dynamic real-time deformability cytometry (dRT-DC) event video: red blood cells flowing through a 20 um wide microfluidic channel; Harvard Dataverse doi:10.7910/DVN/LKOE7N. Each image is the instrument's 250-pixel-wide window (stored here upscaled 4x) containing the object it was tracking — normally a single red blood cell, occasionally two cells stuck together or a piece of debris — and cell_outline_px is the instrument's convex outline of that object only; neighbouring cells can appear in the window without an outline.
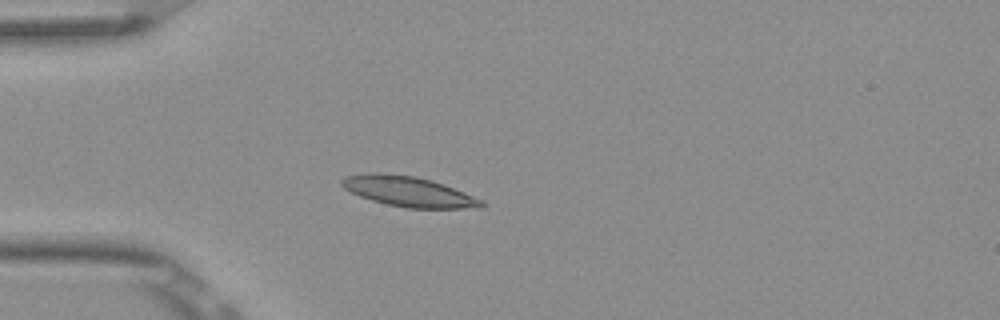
{"species": "Egyptian fruit bat (a non-hibernating species)", "species_latin": "Rousettus aegyptiacus", "temperature_condition": "room temperature", "stored_images_in_passage": 2, "camera_frame_rate_fps": 3000, "um_per_image_px": 0.085, "frame": {"image": 1, "passage_image": 1, "time_ms": 0.0, "image_size_px": [1000, 320], "cell_outline_px": [[484, 208], [408, 208], [388, 204], [372, 200], [360, 196], [344, 188], [340, 184], [340, 180], [348, 176], [372, 172], [380, 172], [416, 176], [432, 180], [444, 184], [484, 200]], "centroid_in_image_um": [34.76, 16.27], "position_along_channel_um": 50.2, "area_um2": 24.57}}